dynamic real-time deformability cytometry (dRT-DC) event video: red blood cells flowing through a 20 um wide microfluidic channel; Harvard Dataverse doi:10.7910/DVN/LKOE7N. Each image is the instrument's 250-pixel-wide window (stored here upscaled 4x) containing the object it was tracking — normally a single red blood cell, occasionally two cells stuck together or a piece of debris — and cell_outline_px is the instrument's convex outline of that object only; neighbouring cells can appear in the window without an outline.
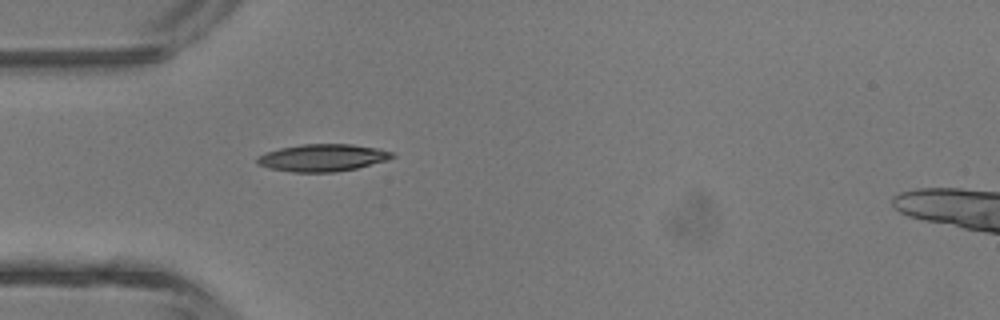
{"species": "common noctule bat (a hibernating species)", "species_latin": "Nyctalus noctula", "temperature_condition": "room temperature", "stored_images_in_passage": 32, "camera_frame_rate_fps": 3000, "um_per_image_px": 0.085, "animal": {"sex": "male", "body_mass_g": 13.3}, "frame": {"image": 1, "passage_image": 1, "time_ms": 0.0, "image_size_px": [1000, 320], "cell_outline_px": [[396, 156], [388, 160], [356, 168], [336, 172], [292, 172], [268, 168], [256, 164], [256, 156], [280, 148], [300, 144], [352, 144], [376, 148], [392, 152]], "centroid_in_image_um": [27.39, 13.41], "position_along_channel_um": 57.6, "area_um2": 21.5}}
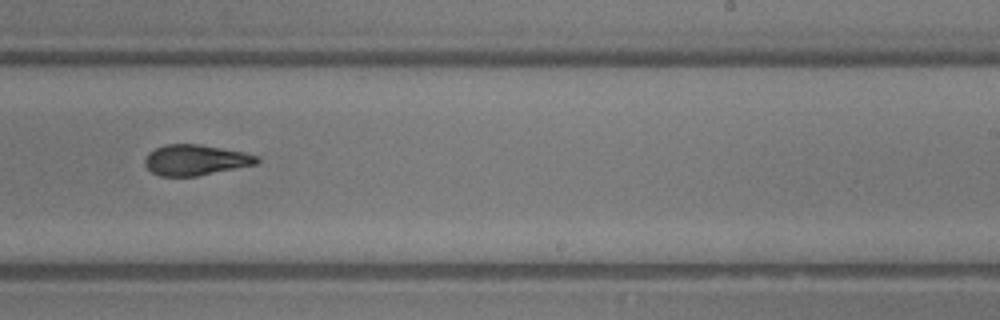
{"frame": {"image": 2, "passage_image": 15, "time_ms": 4.667, "image_size_px": [1000, 320], "cell_outline_px": [[260, 160], [256, 164], [196, 176], [160, 176], [152, 172], [144, 164], [144, 160], [148, 152], [164, 144], [200, 144], [244, 152], [256, 156]], "centroid_in_image_um": [16.58, 13.59], "position_along_channel_um": 272.4, "area_um2": 19.88}}
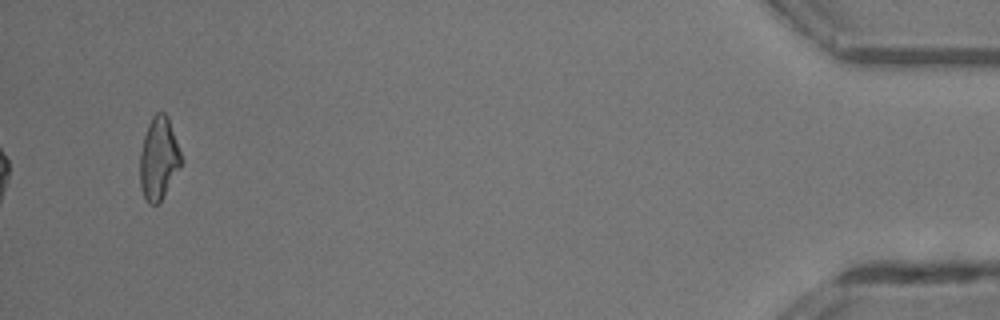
{"frame": {"image": 3, "passage_image": 30, "time_ms": 9.667, "image_size_px": [1000, 320], "cell_outline_px": [[184, 160], [160, 204], [148, 204], [140, 188], [140, 152], [144, 136], [148, 124], [152, 116], [156, 112], [164, 112], [168, 116]], "centroid_in_image_um": [13.5, 13.48], "position_along_channel_um": 421.7, "area_um2": 20.17}, "authors_computed_cell_mechanics": {"area_um2": 20.3456, "velocity_mm_per_s": 4.6818, "shape_relaxation_time_tau1_ms": 4.6887, "shape_relaxation_time_tau2_ms": 2.3493, "deformation_change_tau1": 0.1532, "deformation_change_tau2": 0.1096}}